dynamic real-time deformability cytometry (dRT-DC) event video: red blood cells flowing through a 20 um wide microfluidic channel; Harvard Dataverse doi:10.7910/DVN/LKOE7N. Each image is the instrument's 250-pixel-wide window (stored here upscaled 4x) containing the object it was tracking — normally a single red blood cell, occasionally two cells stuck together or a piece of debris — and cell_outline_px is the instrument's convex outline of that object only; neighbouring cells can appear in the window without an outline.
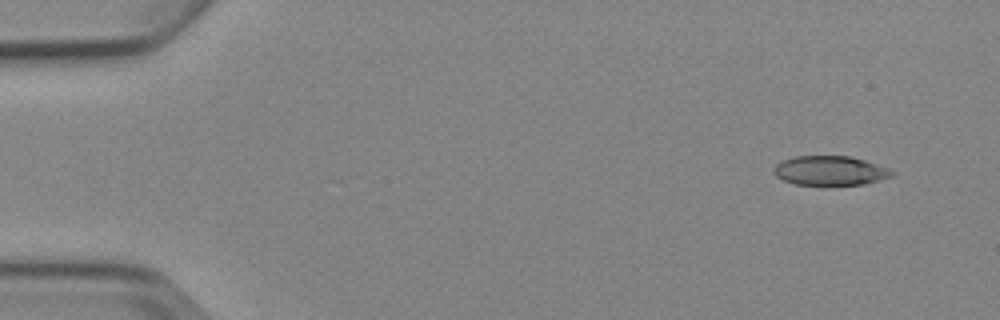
{"species": "Egyptian fruit bat (a non-hibernating species)", "species_latin": "Rousettus aegyptiacus", "temperature_condition": "cold", "stored_images_in_passage": 7, "camera_frame_rate_fps": 3000, "um_per_image_px": 0.085, "animal": {"sex": "female"}, "frame": {"image": 1, "passage_image": 1, "time_ms": 0.0, "image_size_px": [1000, 320], "cell_outline_px": [[896, 172], [892, 176], [880, 180], [864, 184], [832, 188], [824, 188], [796, 184], [784, 180], [776, 176], [772, 172], [772, 168], [780, 160], [792, 156], [848, 156], [864, 160], [888, 168]], "centroid_in_image_um": [70.52, 14.55], "position_along_channel_um": 14.5, "area_um2": 21.27}}
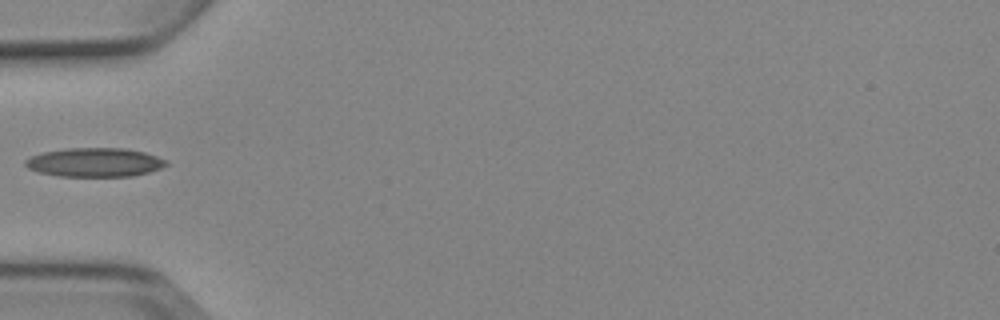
{"frame": {"image": 2, "passage_image": 5, "time_ms": 4.667, "image_size_px": [1000, 320], "cell_outline_px": [[168, 164], [160, 168], [148, 172], [132, 176], [60, 176], [36, 172], [28, 168], [24, 164], [24, 160], [32, 156], [44, 152], [64, 148], [124, 148], [144, 152], [168, 160]], "centroid_in_image_um": [8.03, 13.8], "position_along_channel_um": 77.0, "area_um2": 23.76}}
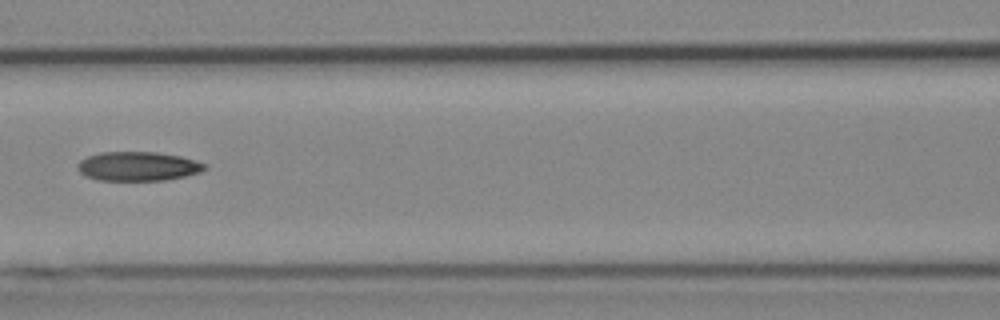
{"frame": {"image": 3, "passage_image": 7, "time_ms": 6.667, "image_size_px": [1000, 320], "cell_outline_px": [[208, 168], [200, 172], [184, 176], [164, 180], [100, 180], [84, 176], [76, 168], [76, 164], [80, 160], [88, 156], [100, 152], [156, 152], [180, 156], [196, 160], [208, 164]], "centroid_in_image_um": [11.73, 14.13], "position_along_channel_um": 154.9, "area_um2": 21.73}}